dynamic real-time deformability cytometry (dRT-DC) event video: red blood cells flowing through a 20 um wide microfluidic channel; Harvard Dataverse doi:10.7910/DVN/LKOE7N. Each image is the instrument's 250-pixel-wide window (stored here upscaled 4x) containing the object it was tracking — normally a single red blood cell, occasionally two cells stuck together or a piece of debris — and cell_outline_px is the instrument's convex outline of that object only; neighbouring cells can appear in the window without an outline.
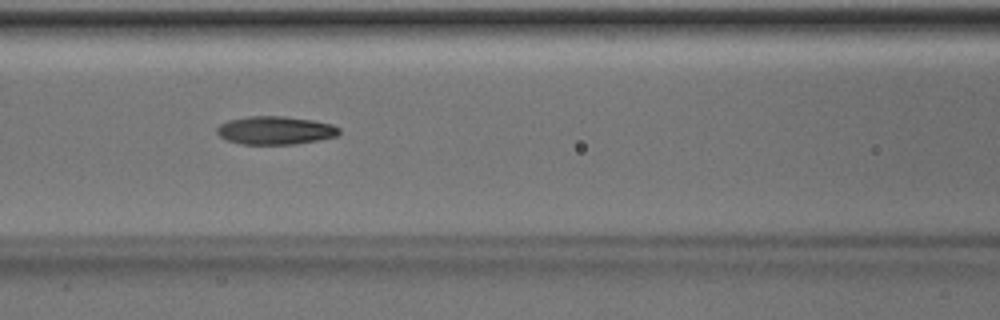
{"species": "Egyptian fruit bat (a non-hibernating species)", "species_latin": "Rousettus aegyptiacus", "temperature_condition": "room temperature", "stored_images_in_passage": 51, "camera_frame_rate_fps": 3000, "um_per_image_px": 0.085, "animal": {"sex": "male"}, "frame": {"image": 1, "passage_image": 22, "time_ms": 7.0, "image_size_px": [1000, 320], "cell_outline_px": [[340, 132], [336, 136], [296, 144], [240, 144], [228, 140], [220, 136], [216, 132], [216, 128], [220, 124], [228, 120], [252, 116], [284, 116], [312, 120], [332, 124], [340, 128]], "centroid_in_image_um": [23.39, 11.08], "position_along_channel_um": 143.2, "area_um2": 20.0}}
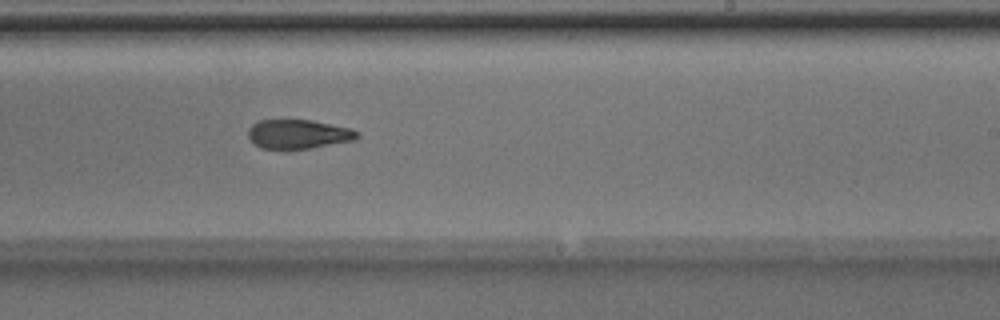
{"frame": {"image": 2, "passage_image": 31, "time_ms": 10.0, "image_size_px": [1000, 320], "cell_outline_px": [[360, 136], [352, 140], [308, 148], [260, 148], [252, 144], [248, 136], [248, 128], [252, 124], [260, 120], [312, 120], [352, 128], [360, 132]], "centroid_in_image_um": [25.34, 11.38], "position_along_channel_um": 263.7, "area_um2": 18.44}}
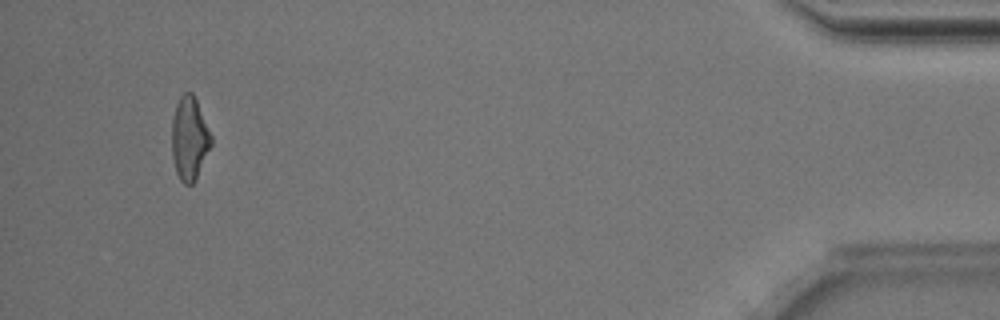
{"frame": {"image": 3, "passage_image": 48, "time_ms": 15.667, "image_size_px": [1000, 320], "cell_outline_px": [[212, 144], [196, 180], [192, 184], [184, 184], [180, 180], [176, 172], [172, 156], [172, 120], [176, 104], [180, 96], [184, 92], [192, 92], [196, 100], [212, 136]], "centroid_in_image_um": [16.1, 11.79], "position_along_channel_um": 419.1, "area_um2": 19.13}, "authors_computed_cell_mechanics": {"area_um2": 19.5364, "velocity_mm_per_s": 4.0363, "shape_relaxation_time_tau1_ms": 4.3914, "shape_relaxation_time_tau2_ms": 5.5917, "deformation_change_tau1": 0.1746, "deformation_change_tau2": 0.1236}}